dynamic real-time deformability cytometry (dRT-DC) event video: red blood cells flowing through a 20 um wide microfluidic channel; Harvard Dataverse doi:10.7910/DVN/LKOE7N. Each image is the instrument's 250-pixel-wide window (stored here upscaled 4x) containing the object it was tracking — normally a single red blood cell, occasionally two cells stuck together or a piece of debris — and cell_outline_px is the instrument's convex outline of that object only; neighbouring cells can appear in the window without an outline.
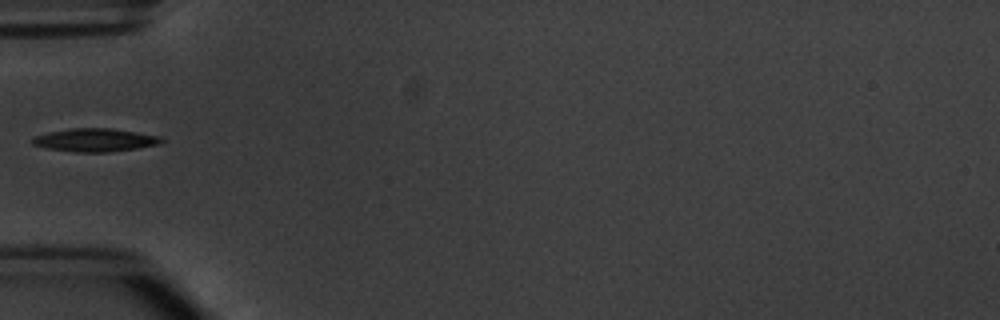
{"species": "common noctule bat (a hibernating species)", "species_latin": "Nyctalus noctula", "temperature_condition": "warm", "stored_images_in_passage": 4, "camera_frame_rate_fps": 3000, "um_per_image_px": 0.085, "animal": {"sex": "male", "body_mass_g": 20.1, "forearm_length_mm": 53.5}, "frame": {"image": 1, "passage_image": 3, "time_ms": 2.333, "image_size_px": [1000, 320], "cell_outline_px": [[164, 140], [160, 144], [136, 148], [108, 152], [76, 152], [48, 148], [32, 144], [32, 136], [48, 132], [72, 128], [112, 128], [160, 136]], "centroid_in_image_um": [8.07, 11.89], "position_along_channel_um": 76.9, "area_um2": 17.34}}